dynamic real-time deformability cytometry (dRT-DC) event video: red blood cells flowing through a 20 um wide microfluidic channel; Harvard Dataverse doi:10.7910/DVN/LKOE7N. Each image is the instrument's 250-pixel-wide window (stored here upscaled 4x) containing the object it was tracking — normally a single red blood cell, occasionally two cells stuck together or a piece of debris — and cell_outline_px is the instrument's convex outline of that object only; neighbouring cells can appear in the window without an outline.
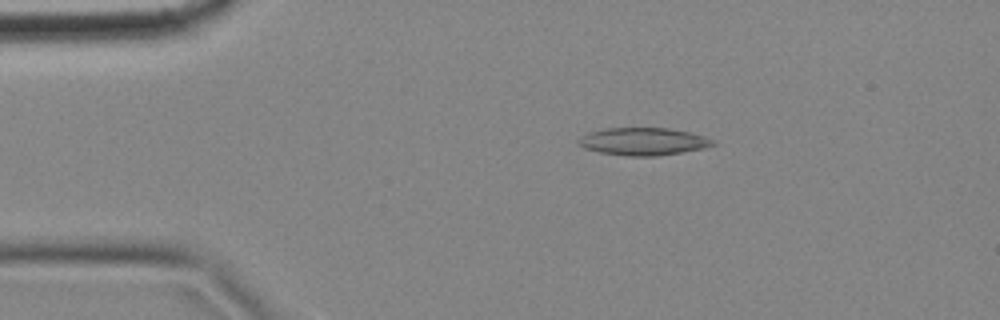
{"species": "common noctule bat (a hibernating species)", "species_latin": "Nyctalus noctula", "temperature_condition": "cold", "stored_images_in_passage": 5, "camera_frame_rate_fps": 3000, "um_per_image_px": 0.085, "animal": {"sex": "female", "body_mass_g": 18.4}, "frame": {"image": 1, "passage_image": 3, "time_ms": 0.667, "image_size_px": [1000, 320], "cell_outline_px": [[716, 144], [704, 148], [656, 156], [624, 156], [600, 152], [584, 148], [576, 144], [576, 140], [580, 136], [588, 132], [604, 128], [668, 128], [688, 132], [704, 136], [712, 140]], "centroid_in_image_um": [54.6, 12.02], "position_along_channel_um": 30.4, "area_um2": 21.62}}
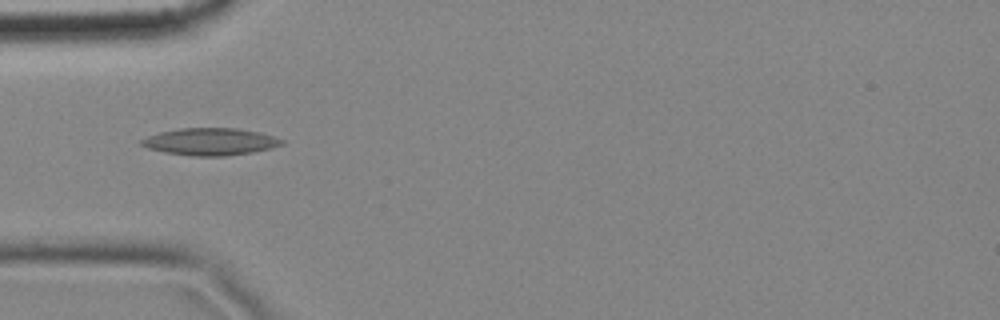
{"frame": {"image": 2, "passage_image": 5, "time_ms": 1.333, "image_size_px": [1000, 320], "cell_outline_px": [[284, 144], [272, 148], [252, 152], [224, 156], [192, 156], [164, 152], [148, 148], [140, 144], [140, 140], [148, 136], [160, 132], [180, 128], [236, 128], [260, 132], [284, 140]], "centroid_in_image_um": [17.88, 12.04], "position_along_channel_um": 67.1, "area_um2": 22.2}}